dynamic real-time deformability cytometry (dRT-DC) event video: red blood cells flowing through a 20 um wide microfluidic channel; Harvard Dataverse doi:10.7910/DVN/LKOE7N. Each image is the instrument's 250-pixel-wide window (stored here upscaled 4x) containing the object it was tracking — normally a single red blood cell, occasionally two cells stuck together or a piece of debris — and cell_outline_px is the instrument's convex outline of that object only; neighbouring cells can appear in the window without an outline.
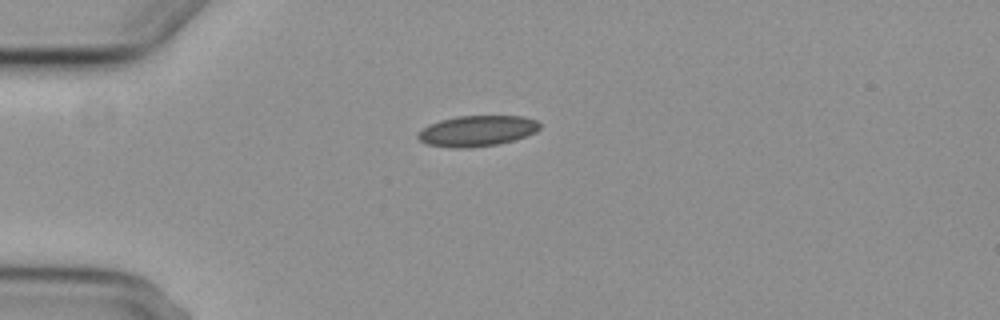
{"species": "common noctule bat (a hibernating species)", "species_latin": "Nyctalus noctula", "temperature_condition": "cold", "stored_images_in_passage": 2, "camera_frame_rate_fps": 3000, "um_per_image_px": 0.085, "animal": {"sex": "female", "body_mass_g": 29.2, "forearm_length_mm": 56.3}, "frame": {"image": 1, "passage_image": 2, "time_ms": 1.333, "image_size_px": [1000, 320], "cell_outline_px": [[540, 128], [536, 132], [512, 140], [496, 144], [468, 148], [456, 148], [428, 144], [420, 140], [416, 136], [416, 132], [428, 124], [440, 120], [456, 116], [524, 116], [536, 120], [540, 124]], "centroid_in_image_um": [40.52, 11.11], "position_along_channel_um": 44.5, "area_um2": 21.79}}